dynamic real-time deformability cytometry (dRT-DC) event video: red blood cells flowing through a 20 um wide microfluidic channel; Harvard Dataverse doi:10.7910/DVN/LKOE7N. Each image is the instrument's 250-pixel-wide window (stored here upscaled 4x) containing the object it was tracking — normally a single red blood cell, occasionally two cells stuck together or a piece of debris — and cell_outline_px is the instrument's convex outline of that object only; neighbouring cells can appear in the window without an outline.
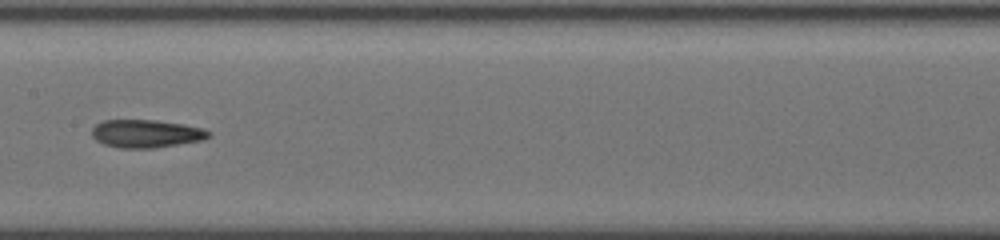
{"species": "common noctule bat (a hibernating species)", "species_latin": "Nyctalus noctula", "temperature_condition": "cold", "stored_images_in_passage": 22, "camera_frame_rate_fps": 3000, "um_per_image_px": 0.085, "animal": {"sex": "female", "body_mass_g": 19.5, "forearm_length_mm": 54.1}, "frame": {"image": 1, "passage_image": 19, "time_ms": 9.667, "image_size_px": [1000, 240], "cell_outline_px": [[212, 136], [204, 140], [156, 148], [120, 148], [104, 144], [96, 140], [92, 136], [92, 128], [96, 124], [104, 120], [156, 120], [184, 124], [204, 128], [212, 132]], "centroid_in_image_um": [12.48, 11.36], "position_along_channel_um": 194.9, "area_um2": 19.31}}